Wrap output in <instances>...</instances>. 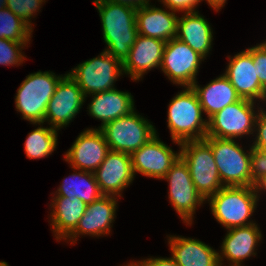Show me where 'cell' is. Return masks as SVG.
I'll return each instance as SVG.
<instances>
[{
	"mask_svg": "<svg viewBox=\"0 0 266 266\" xmlns=\"http://www.w3.org/2000/svg\"><path fill=\"white\" fill-rule=\"evenodd\" d=\"M167 127L177 146L184 141L201 140L207 135V119L198 96L192 87H184L170 101L167 111Z\"/></svg>",
	"mask_w": 266,
	"mask_h": 266,
	"instance_id": "7a4b0ae2",
	"label": "cell"
},
{
	"mask_svg": "<svg viewBox=\"0 0 266 266\" xmlns=\"http://www.w3.org/2000/svg\"><path fill=\"white\" fill-rule=\"evenodd\" d=\"M253 188L259 201L260 194H262L261 192H266V175H263L258 180H256L253 184Z\"/></svg>",
	"mask_w": 266,
	"mask_h": 266,
	"instance_id": "8d00e7d4",
	"label": "cell"
},
{
	"mask_svg": "<svg viewBox=\"0 0 266 266\" xmlns=\"http://www.w3.org/2000/svg\"><path fill=\"white\" fill-rule=\"evenodd\" d=\"M81 88L85 97L115 89V82L123 75V63L103 50L97 57L86 60L67 73Z\"/></svg>",
	"mask_w": 266,
	"mask_h": 266,
	"instance_id": "ba28073f",
	"label": "cell"
},
{
	"mask_svg": "<svg viewBox=\"0 0 266 266\" xmlns=\"http://www.w3.org/2000/svg\"><path fill=\"white\" fill-rule=\"evenodd\" d=\"M138 266H179L176 261L170 258L150 257L143 260L134 261Z\"/></svg>",
	"mask_w": 266,
	"mask_h": 266,
	"instance_id": "e575fe53",
	"label": "cell"
},
{
	"mask_svg": "<svg viewBox=\"0 0 266 266\" xmlns=\"http://www.w3.org/2000/svg\"><path fill=\"white\" fill-rule=\"evenodd\" d=\"M252 59L260 85L266 90V40L252 47Z\"/></svg>",
	"mask_w": 266,
	"mask_h": 266,
	"instance_id": "1f68e13d",
	"label": "cell"
},
{
	"mask_svg": "<svg viewBox=\"0 0 266 266\" xmlns=\"http://www.w3.org/2000/svg\"><path fill=\"white\" fill-rule=\"evenodd\" d=\"M266 109L261 108L255 122L252 146L266 150ZM256 134V135H255Z\"/></svg>",
	"mask_w": 266,
	"mask_h": 266,
	"instance_id": "d6a6232c",
	"label": "cell"
},
{
	"mask_svg": "<svg viewBox=\"0 0 266 266\" xmlns=\"http://www.w3.org/2000/svg\"><path fill=\"white\" fill-rule=\"evenodd\" d=\"M6 2L7 0H0V9L6 8Z\"/></svg>",
	"mask_w": 266,
	"mask_h": 266,
	"instance_id": "f35d334b",
	"label": "cell"
},
{
	"mask_svg": "<svg viewBox=\"0 0 266 266\" xmlns=\"http://www.w3.org/2000/svg\"><path fill=\"white\" fill-rule=\"evenodd\" d=\"M44 123H33L39 125L36 129L28 133L24 143V151L29 159H43L54 152L58 144V133L56 129L44 127Z\"/></svg>",
	"mask_w": 266,
	"mask_h": 266,
	"instance_id": "4316f807",
	"label": "cell"
},
{
	"mask_svg": "<svg viewBox=\"0 0 266 266\" xmlns=\"http://www.w3.org/2000/svg\"><path fill=\"white\" fill-rule=\"evenodd\" d=\"M32 32V28L8 8L0 9V39L29 42Z\"/></svg>",
	"mask_w": 266,
	"mask_h": 266,
	"instance_id": "83f0119b",
	"label": "cell"
},
{
	"mask_svg": "<svg viewBox=\"0 0 266 266\" xmlns=\"http://www.w3.org/2000/svg\"><path fill=\"white\" fill-rule=\"evenodd\" d=\"M196 81L191 87L196 92L203 113L207 120L227 105L233 104L241 99L229 79L221 74L211 80L207 85L200 87Z\"/></svg>",
	"mask_w": 266,
	"mask_h": 266,
	"instance_id": "cb8c5ba5",
	"label": "cell"
},
{
	"mask_svg": "<svg viewBox=\"0 0 266 266\" xmlns=\"http://www.w3.org/2000/svg\"><path fill=\"white\" fill-rule=\"evenodd\" d=\"M45 0H7L6 8H8L17 17L26 22L32 29V19L36 17V12L40 11Z\"/></svg>",
	"mask_w": 266,
	"mask_h": 266,
	"instance_id": "f546056e",
	"label": "cell"
},
{
	"mask_svg": "<svg viewBox=\"0 0 266 266\" xmlns=\"http://www.w3.org/2000/svg\"><path fill=\"white\" fill-rule=\"evenodd\" d=\"M256 102L241 98L239 101L227 105L207 120L206 137L220 139H237L254 133L255 122L261 106Z\"/></svg>",
	"mask_w": 266,
	"mask_h": 266,
	"instance_id": "52a82bcc",
	"label": "cell"
},
{
	"mask_svg": "<svg viewBox=\"0 0 266 266\" xmlns=\"http://www.w3.org/2000/svg\"><path fill=\"white\" fill-rule=\"evenodd\" d=\"M166 42L157 38L137 35L129 56L123 62V73L133 81L143 79L144 74L161 67Z\"/></svg>",
	"mask_w": 266,
	"mask_h": 266,
	"instance_id": "ac0fdd59",
	"label": "cell"
},
{
	"mask_svg": "<svg viewBox=\"0 0 266 266\" xmlns=\"http://www.w3.org/2000/svg\"><path fill=\"white\" fill-rule=\"evenodd\" d=\"M92 96L88 104V112L92 118L100 120L103 128L107 123L122 116L128 115L136 108L134 98L128 91H120L117 88L89 95Z\"/></svg>",
	"mask_w": 266,
	"mask_h": 266,
	"instance_id": "44dd1931",
	"label": "cell"
},
{
	"mask_svg": "<svg viewBox=\"0 0 266 266\" xmlns=\"http://www.w3.org/2000/svg\"><path fill=\"white\" fill-rule=\"evenodd\" d=\"M250 174L252 184L263 175H266V150L252 145L250 153Z\"/></svg>",
	"mask_w": 266,
	"mask_h": 266,
	"instance_id": "4dcf8cb0",
	"label": "cell"
},
{
	"mask_svg": "<svg viewBox=\"0 0 266 266\" xmlns=\"http://www.w3.org/2000/svg\"><path fill=\"white\" fill-rule=\"evenodd\" d=\"M179 157L180 151H173L156 134L131 154L134 175L138 172L144 177L162 180Z\"/></svg>",
	"mask_w": 266,
	"mask_h": 266,
	"instance_id": "5bb4252c",
	"label": "cell"
},
{
	"mask_svg": "<svg viewBox=\"0 0 266 266\" xmlns=\"http://www.w3.org/2000/svg\"><path fill=\"white\" fill-rule=\"evenodd\" d=\"M111 3L125 4L136 9L149 4L150 0H103Z\"/></svg>",
	"mask_w": 266,
	"mask_h": 266,
	"instance_id": "d590c367",
	"label": "cell"
},
{
	"mask_svg": "<svg viewBox=\"0 0 266 266\" xmlns=\"http://www.w3.org/2000/svg\"><path fill=\"white\" fill-rule=\"evenodd\" d=\"M213 152L223 186H253L250 174V149L244 151L235 139L204 138Z\"/></svg>",
	"mask_w": 266,
	"mask_h": 266,
	"instance_id": "8992f818",
	"label": "cell"
},
{
	"mask_svg": "<svg viewBox=\"0 0 266 266\" xmlns=\"http://www.w3.org/2000/svg\"><path fill=\"white\" fill-rule=\"evenodd\" d=\"M73 172V174L63 179L53 197H76L88 205L103 195L93 172L76 168H74Z\"/></svg>",
	"mask_w": 266,
	"mask_h": 266,
	"instance_id": "484cf974",
	"label": "cell"
},
{
	"mask_svg": "<svg viewBox=\"0 0 266 266\" xmlns=\"http://www.w3.org/2000/svg\"><path fill=\"white\" fill-rule=\"evenodd\" d=\"M93 2L101 19L103 40L107 46L104 50L123 63L138 35L137 9L103 0Z\"/></svg>",
	"mask_w": 266,
	"mask_h": 266,
	"instance_id": "6da1fadb",
	"label": "cell"
},
{
	"mask_svg": "<svg viewBox=\"0 0 266 266\" xmlns=\"http://www.w3.org/2000/svg\"><path fill=\"white\" fill-rule=\"evenodd\" d=\"M110 151L101 129L87 128L75 139L64 154V160L72 169L94 172Z\"/></svg>",
	"mask_w": 266,
	"mask_h": 266,
	"instance_id": "4fadbf2b",
	"label": "cell"
},
{
	"mask_svg": "<svg viewBox=\"0 0 266 266\" xmlns=\"http://www.w3.org/2000/svg\"><path fill=\"white\" fill-rule=\"evenodd\" d=\"M124 266H138L134 261H131L127 264H125Z\"/></svg>",
	"mask_w": 266,
	"mask_h": 266,
	"instance_id": "ab89813d",
	"label": "cell"
},
{
	"mask_svg": "<svg viewBox=\"0 0 266 266\" xmlns=\"http://www.w3.org/2000/svg\"><path fill=\"white\" fill-rule=\"evenodd\" d=\"M204 0H158L164 5V8L172 10L173 12L191 13L197 12L198 4Z\"/></svg>",
	"mask_w": 266,
	"mask_h": 266,
	"instance_id": "836d02e7",
	"label": "cell"
},
{
	"mask_svg": "<svg viewBox=\"0 0 266 266\" xmlns=\"http://www.w3.org/2000/svg\"><path fill=\"white\" fill-rule=\"evenodd\" d=\"M206 201L216 221L226 230L255 223L250 218L258 203L253 186H224Z\"/></svg>",
	"mask_w": 266,
	"mask_h": 266,
	"instance_id": "3957f363",
	"label": "cell"
},
{
	"mask_svg": "<svg viewBox=\"0 0 266 266\" xmlns=\"http://www.w3.org/2000/svg\"><path fill=\"white\" fill-rule=\"evenodd\" d=\"M50 222L55 239L65 240L77 227L87 205L80 199L52 197Z\"/></svg>",
	"mask_w": 266,
	"mask_h": 266,
	"instance_id": "d4e9b609",
	"label": "cell"
},
{
	"mask_svg": "<svg viewBox=\"0 0 266 266\" xmlns=\"http://www.w3.org/2000/svg\"><path fill=\"white\" fill-rule=\"evenodd\" d=\"M40 70L26 76L15 96L16 111L33 123H44L48 103L59 81L65 76Z\"/></svg>",
	"mask_w": 266,
	"mask_h": 266,
	"instance_id": "277c9868",
	"label": "cell"
},
{
	"mask_svg": "<svg viewBox=\"0 0 266 266\" xmlns=\"http://www.w3.org/2000/svg\"><path fill=\"white\" fill-rule=\"evenodd\" d=\"M167 238L171 257L179 266H218L219 252L204 242L175 235Z\"/></svg>",
	"mask_w": 266,
	"mask_h": 266,
	"instance_id": "7402d4cb",
	"label": "cell"
},
{
	"mask_svg": "<svg viewBox=\"0 0 266 266\" xmlns=\"http://www.w3.org/2000/svg\"><path fill=\"white\" fill-rule=\"evenodd\" d=\"M204 59L175 37L166 42L160 69L173 84L182 88L191 87L197 81L198 69Z\"/></svg>",
	"mask_w": 266,
	"mask_h": 266,
	"instance_id": "8fae6325",
	"label": "cell"
},
{
	"mask_svg": "<svg viewBox=\"0 0 266 266\" xmlns=\"http://www.w3.org/2000/svg\"><path fill=\"white\" fill-rule=\"evenodd\" d=\"M179 149L196 190L205 201L224 187L212 149L205 139L184 141Z\"/></svg>",
	"mask_w": 266,
	"mask_h": 266,
	"instance_id": "5b68a950",
	"label": "cell"
},
{
	"mask_svg": "<svg viewBox=\"0 0 266 266\" xmlns=\"http://www.w3.org/2000/svg\"><path fill=\"white\" fill-rule=\"evenodd\" d=\"M262 237L260 227L256 223L227 229L218 253L219 263H222L225 258L230 261L229 265L241 266L245 259L256 256V247Z\"/></svg>",
	"mask_w": 266,
	"mask_h": 266,
	"instance_id": "d6986e66",
	"label": "cell"
},
{
	"mask_svg": "<svg viewBox=\"0 0 266 266\" xmlns=\"http://www.w3.org/2000/svg\"><path fill=\"white\" fill-rule=\"evenodd\" d=\"M29 42H15L9 39H0V65L19 66L25 60L22 50L28 47Z\"/></svg>",
	"mask_w": 266,
	"mask_h": 266,
	"instance_id": "f1b7e54d",
	"label": "cell"
},
{
	"mask_svg": "<svg viewBox=\"0 0 266 266\" xmlns=\"http://www.w3.org/2000/svg\"><path fill=\"white\" fill-rule=\"evenodd\" d=\"M168 182V198L176 213L184 223L191 226L197 207L206 201L197 192L187 164L179 157L162 178Z\"/></svg>",
	"mask_w": 266,
	"mask_h": 266,
	"instance_id": "30bf717a",
	"label": "cell"
},
{
	"mask_svg": "<svg viewBox=\"0 0 266 266\" xmlns=\"http://www.w3.org/2000/svg\"><path fill=\"white\" fill-rule=\"evenodd\" d=\"M178 16L172 10H166L147 4L136 10L138 34L157 38L165 42L176 37Z\"/></svg>",
	"mask_w": 266,
	"mask_h": 266,
	"instance_id": "ffe728a7",
	"label": "cell"
},
{
	"mask_svg": "<svg viewBox=\"0 0 266 266\" xmlns=\"http://www.w3.org/2000/svg\"><path fill=\"white\" fill-rule=\"evenodd\" d=\"M224 263H219L218 266H223ZM229 266H237V265H229ZM243 266V265H241Z\"/></svg>",
	"mask_w": 266,
	"mask_h": 266,
	"instance_id": "b9f144b4",
	"label": "cell"
},
{
	"mask_svg": "<svg viewBox=\"0 0 266 266\" xmlns=\"http://www.w3.org/2000/svg\"><path fill=\"white\" fill-rule=\"evenodd\" d=\"M227 57L229 61L224 75L236 89L237 94L243 99L266 103V90L260 85L257 77L256 66L252 59V47L240 51L233 57Z\"/></svg>",
	"mask_w": 266,
	"mask_h": 266,
	"instance_id": "9a60e30c",
	"label": "cell"
},
{
	"mask_svg": "<svg viewBox=\"0 0 266 266\" xmlns=\"http://www.w3.org/2000/svg\"><path fill=\"white\" fill-rule=\"evenodd\" d=\"M118 197L102 195L99 199L87 205L85 213L79 220L75 230L64 240L73 245L81 235L99 237L110 235L115 221Z\"/></svg>",
	"mask_w": 266,
	"mask_h": 266,
	"instance_id": "2e32d148",
	"label": "cell"
},
{
	"mask_svg": "<svg viewBox=\"0 0 266 266\" xmlns=\"http://www.w3.org/2000/svg\"><path fill=\"white\" fill-rule=\"evenodd\" d=\"M0 266H9L7 262L5 261H0Z\"/></svg>",
	"mask_w": 266,
	"mask_h": 266,
	"instance_id": "60d3db41",
	"label": "cell"
},
{
	"mask_svg": "<svg viewBox=\"0 0 266 266\" xmlns=\"http://www.w3.org/2000/svg\"><path fill=\"white\" fill-rule=\"evenodd\" d=\"M86 97L77 83L66 73L59 81L51 97L44 122L60 130L74 120L85 103Z\"/></svg>",
	"mask_w": 266,
	"mask_h": 266,
	"instance_id": "7c38bea8",
	"label": "cell"
},
{
	"mask_svg": "<svg viewBox=\"0 0 266 266\" xmlns=\"http://www.w3.org/2000/svg\"><path fill=\"white\" fill-rule=\"evenodd\" d=\"M176 38L185 42L205 59L212 50L213 30L199 11L178 16Z\"/></svg>",
	"mask_w": 266,
	"mask_h": 266,
	"instance_id": "603a6c76",
	"label": "cell"
},
{
	"mask_svg": "<svg viewBox=\"0 0 266 266\" xmlns=\"http://www.w3.org/2000/svg\"><path fill=\"white\" fill-rule=\"evenodd\" d=\"M208 5L215 10L216 12H218L221 8L224 7L225 3L227 0H205Z\"/></svg>",
	"mask_w": 266,
	"mask_h": 266,
	"instance_id": "74e56055",
	"label": "cell"
},
{
	"mask_svg": "<svg viewBox=\"0 0 266 266\" xmlns=\"http://www.w3.org/2000/svg\"><path fill=\"white\" fill-rule=\"evenodd\" d=\"M110 150L132 154L157 134L155 126L133 110L101 128Z\"/></svg>",
	"mask_w": 266,
	"mask_h": 266,
	"instance_id": "9c48e42d",
	"label": "cell"
},
{
	"mask_svg": "<svg viewBox=\"0 0 266 266\" xmlns=\"http://www.w3.org/2000/svg\"><path fill=\"white\" fill-rule=\"evenodd\" d=\"M93 173L101 193L116 197H121L135 178L131 155L112 150Z\"/></svg>",
	"mask_w": 266,
	"mask_h": 266,
	"instance_id": "e0dca14e",
	"label": "cell"
}]
</instances>
